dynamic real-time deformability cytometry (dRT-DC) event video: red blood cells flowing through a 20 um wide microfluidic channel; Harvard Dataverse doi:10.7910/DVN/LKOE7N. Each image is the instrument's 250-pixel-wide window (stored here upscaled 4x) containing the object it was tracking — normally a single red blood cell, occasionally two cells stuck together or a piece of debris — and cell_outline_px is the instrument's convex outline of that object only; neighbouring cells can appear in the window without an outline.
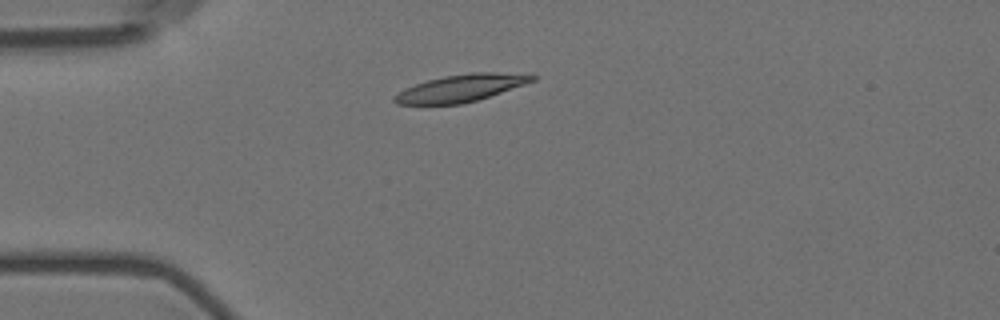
{"species": "Egyptian fruit bat (a non-hibernating species)", "species_latin": "Rousettus aegyptiacus", "temperature_condition": "room temperature", "stored_images_in_passage": 13, "camera_frame_rate_fps": 3000, "um_per_image_px": 0.085, "animal": {"sex": "female"}, "frame": {"image": 1, "passage_image": 2, "time_ms": 0.333, "image_size_px": [1000, 320], "cell_outline_px": [[536, 80], [476, 100], [460, 104], [396, 104], [392, 100], [392, 96], [404, 88], [428, 80], [444, 76], [472, 72], [532, 72], [536, 76]], "centroid_in_image_um": [39.22, 7.46], "position_along_channel_um": 45.8, "area_um2": 21.96}}
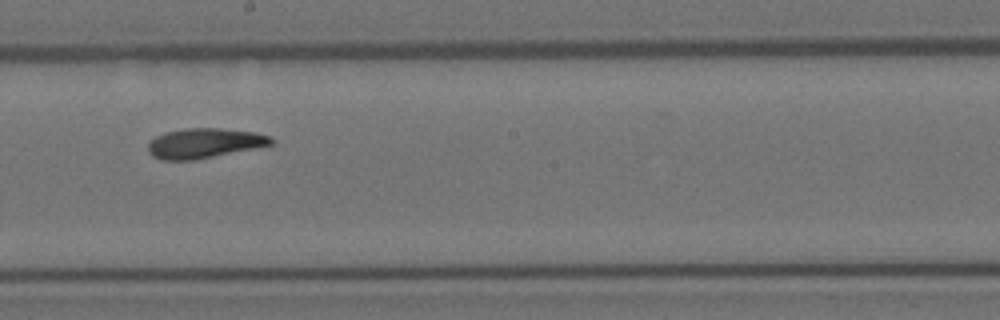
{"frame": {"image": 2, "passage_image": 7, "time_ms": 2.0, "image_size_px": [1000, 320], "cell_outline_px": [[276, 140], [272, 144], [196, 160], [160, 160], [152, 156], [148, 152], [148, 144], [156, 136], [168, 132], [184, 128], [220, 128], [256, 132], [272, 136]], "centroid_in_image_um": [17.38, 12.17], "position_along_channel_um": 230.8, "area_um2": 21.44}}
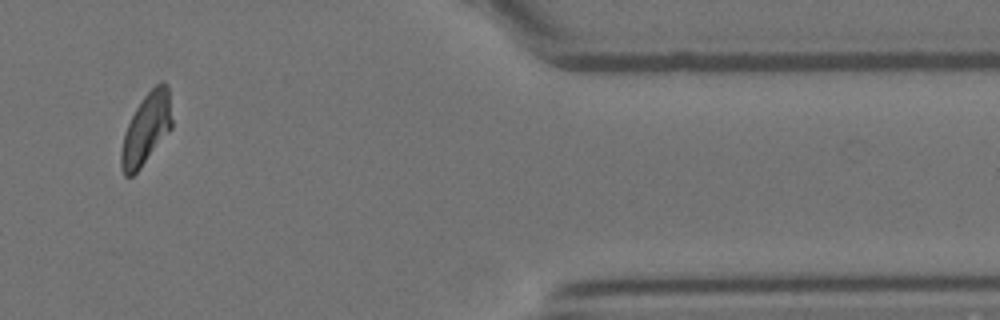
{"frame": {"image": 3, "passage_image": 11, "time_ms": 3.333, "image_size_px": [1000, 320], "cell_outline_px": [[172, 128], [140, 168], [132, 176], [124, 176], [120, 168], [120, 152], [124, 132], [136, 108], [144, 96], [160, 80], [164, 80], [168, 88], [172, 120]], "centroid_in_image_um": [12.42, 10.96], "position_along_channel_um": 399.0, "area_um2": 20.98}}